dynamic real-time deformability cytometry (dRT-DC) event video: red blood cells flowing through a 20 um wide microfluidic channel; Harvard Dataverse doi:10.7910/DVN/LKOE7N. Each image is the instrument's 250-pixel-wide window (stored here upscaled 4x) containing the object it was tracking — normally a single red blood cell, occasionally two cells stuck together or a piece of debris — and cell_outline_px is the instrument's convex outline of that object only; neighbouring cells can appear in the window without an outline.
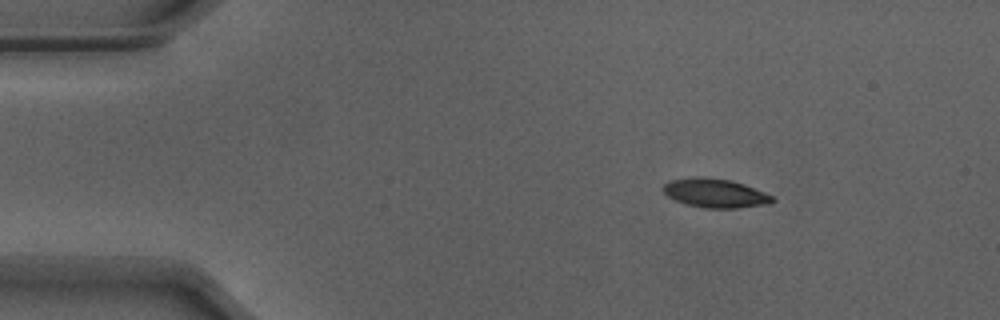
{"species": "Egyptian fruit bat (a non-hibernating species)", "species_latin": "Rousettus aegyptiacus", "temperature_condition": "warm", "stored_images_in_passage": 46, "camera_frame_rate_fps": 3000, "um_per_image_px": 0.085, "animal": {"sex": "male"}, "frame": {"image": 1, "passage_image": 1, "time_ms": 0.0, "image_size_px": [1000, 320], "cell_outline_px": [[776, 200], [768, 204], [736, 208], [704, 208], [688, 204], [676, 200], [668, 196], [664, 192], [664, 184], [668, 180], [696, 176], [704, 176], [732, 180], [744, 184], [764, 192], [772, 196]], "centroid_in_image_um": [60.79, 16.4], "position_along_channel_um": 24.2, "area_um2": 18.44}}
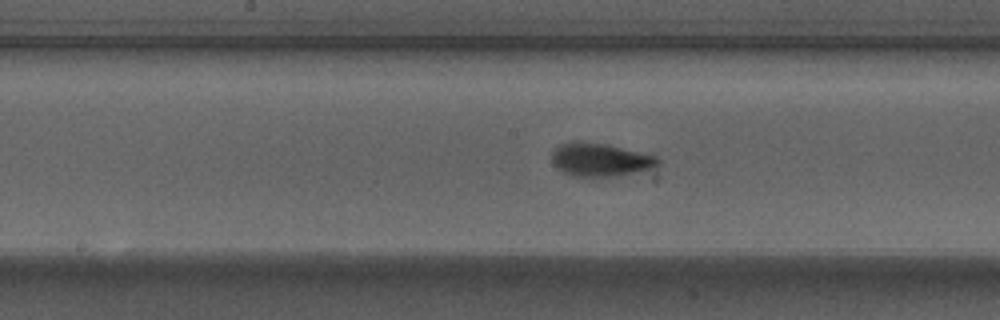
{"frame": {"image": 2, "passage_image": 20, "time_ms": 6.333, "image_size_px": [1000, 320], "cell_outline_px": [[660, 164], [648, 168], [632, 172], [608, 176], [572, 176], [564, 172], [552, 164], [552, 152], [560, 144], [572, 140], [580, 140], [604, 144], [656, 156], [660, 160]], "centroid_in_image_um": [50.93, 13.55], "position_along_channel_um": 197.3, "area_um2": 20.11}}
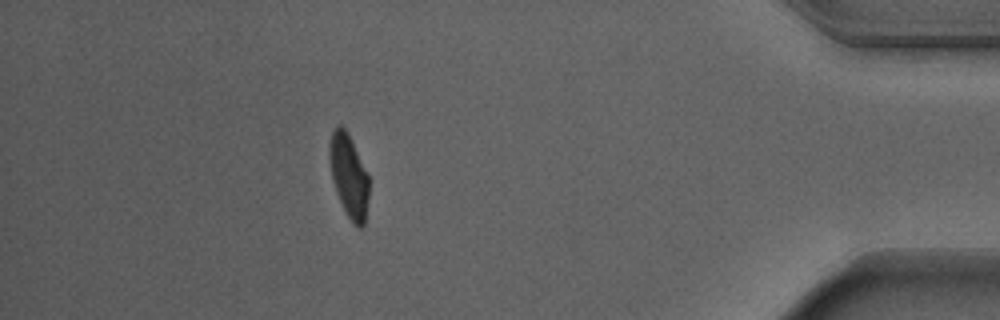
{"frame": {"image": 3, "passage_image": 40, "time_ms": 13.0, "image_size_px": [1000, 320], "cell_outline_px": [[368, 200], [364, 224], [360, 228], [356, 228], [344, 212], [336, 192], [332, 180], [328, 156], [328, 148], [332, 132], [336, 124], [340, 124], [348, 132], [368, 176]], "centroid_in_image_um": [29.62, 14.95], "position_along_channel_um": 405.6, "area_um2": 19.25}, "authors_computed_cell_mechanics": {"area_um2": 19.4786, "velocity_mm_per_s": 3.8901, "shape_relaxation_time_tau1_ms": 2.4931, "shape_relaxation_time_tau2_ms": 0.9003, "deformation_change_tau1": 0.1748, "deformation_change_tau2": 0.0651}}